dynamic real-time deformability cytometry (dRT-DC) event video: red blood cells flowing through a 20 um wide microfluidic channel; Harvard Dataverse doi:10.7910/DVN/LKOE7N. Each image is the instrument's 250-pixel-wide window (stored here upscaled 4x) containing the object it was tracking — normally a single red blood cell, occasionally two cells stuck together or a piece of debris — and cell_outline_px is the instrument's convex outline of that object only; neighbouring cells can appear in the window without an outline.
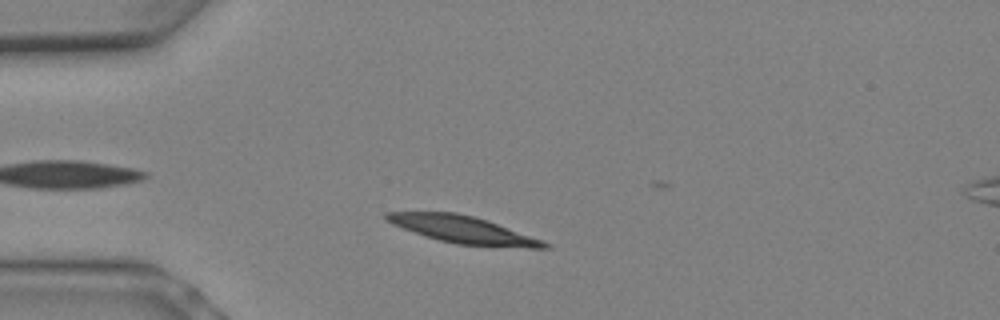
{"species": "Egyptian fruit bat (a non-hibernating species)", "species_latin": "Rousettus aegyptiacus", "temperature_condition": "warm", "stored_images_in_passage": 4, "camera_frame_rate_fps": 3000, "um_per_image_px": 0.085, "animal": {"sex": "female"}, "frame": {"image": 1, "passage_image": 2, "time_ms": 0.333, "image_size_px": [1000, 320], "cell_outline_px": [[552, 248], [528, 248], [456, 244], [440, 240], [392, 224], [384, 220], [384, 212], [456, 212], [488, 220], [544, 240], [552, 244]], "centroid_in_image_um": [39.43, 19.52], "position_along_channel_um": 45.6, "area_um2": 24.97}}